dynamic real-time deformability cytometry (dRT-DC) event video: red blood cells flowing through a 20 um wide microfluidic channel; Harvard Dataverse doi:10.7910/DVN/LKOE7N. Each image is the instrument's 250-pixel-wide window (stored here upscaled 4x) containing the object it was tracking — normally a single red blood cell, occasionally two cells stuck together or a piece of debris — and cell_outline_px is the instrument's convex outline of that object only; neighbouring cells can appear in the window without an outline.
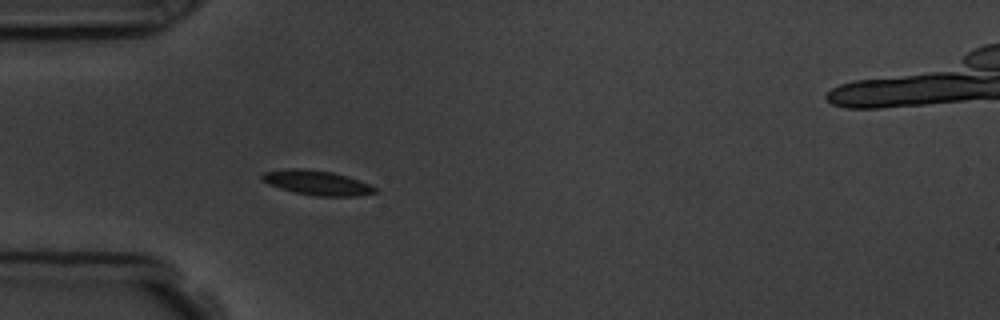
{"species": "common noctule bat (a hibernating species)", "species_latin": "Nyctalus noctula", "temperature_condition": "room temperature", "stored_images_in_passage": 5, "camera_frame_rate_fps": 3000, "um_per_image_px": 0.085, "animal": {"sex": "male", "body_mass_g": 19.5, "forearm_length_mm": 54.6}, "frame": {"image": 1, "passage_image": 5, "time_ms": 4.667, "image_size_px": [1000, 320], "cell_outline_px": [[376, 192], [356, 196], [316, 196], [292, 192], [268, 184], [260, 180], [260, 176], [264, 172], [284, 168], [304, 168], [332, 172], [368, 184], [376, 188]], "centroid_in_image_um": [26.84, 15.53], "position_along_channel_um": 58.2, "area_um2": 16.13}}